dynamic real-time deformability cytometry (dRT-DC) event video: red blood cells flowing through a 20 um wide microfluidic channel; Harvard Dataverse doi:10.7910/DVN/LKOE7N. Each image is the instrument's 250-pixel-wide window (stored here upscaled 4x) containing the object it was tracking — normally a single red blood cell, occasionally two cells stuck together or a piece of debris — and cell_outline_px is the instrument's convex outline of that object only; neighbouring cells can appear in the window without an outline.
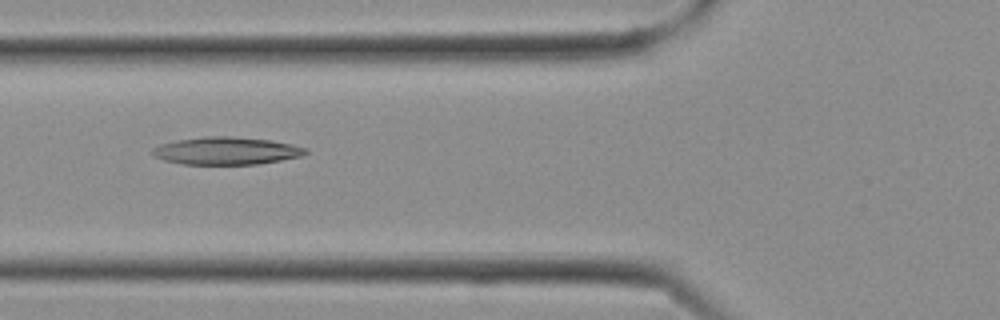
{"species": "Egyptian fruit bat (a non-hibernating species)", "species_latin": "Rousettus aegyptiacus", "temperature_condition": "cold", "stored_images_in_passage": 12, "camera_frame_rate_fps": 3000, "um_per_image_px": 0.085, "frame": {"image": 1, "passage_image": 9, "time_ms": 2.667, "image_size_px": [1000, 320], "cell_outline_px": [[308, 152], [304, 156], [256, 164], [184, 164], [164, 160], [152, 156], [152, 148], [160, 144], [176, 140], [204, 136], [232, 136], [272, 140], [292, 144], [308, 148]], "centroid_in_image_um": [19.25, 12.81], "position_along_channel_um": 106.5, "area_um2": 24.8}}
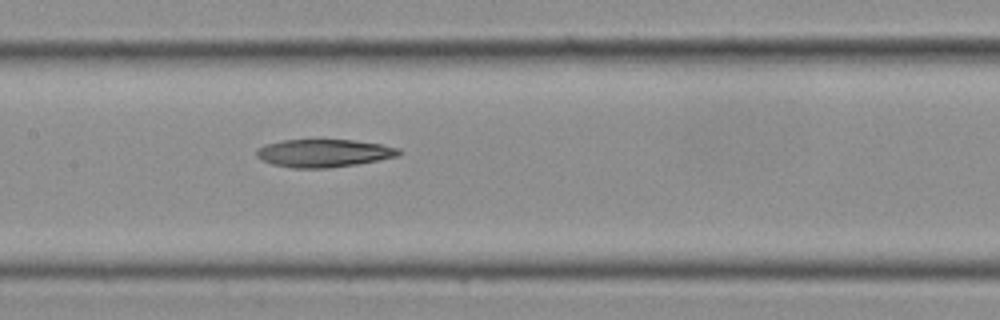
{"frame": {"image": 2, "passage_image": 12, "time_ms": 3.667, "image_size_px": [1000, 320], "cell_outline_px": [[404, 152], [400, 156], [356, 164], [328, 168], [292, 168], [272, 164], [260, 160], [256, 156], [256, 152], [264, 144], [284, 140], [352, 140], [380, 144], [400, 148]], "centroid_in_image_um": [27.54, 13.02], "position_along_channel_um": 179.9, "area_um2": 23.18}}